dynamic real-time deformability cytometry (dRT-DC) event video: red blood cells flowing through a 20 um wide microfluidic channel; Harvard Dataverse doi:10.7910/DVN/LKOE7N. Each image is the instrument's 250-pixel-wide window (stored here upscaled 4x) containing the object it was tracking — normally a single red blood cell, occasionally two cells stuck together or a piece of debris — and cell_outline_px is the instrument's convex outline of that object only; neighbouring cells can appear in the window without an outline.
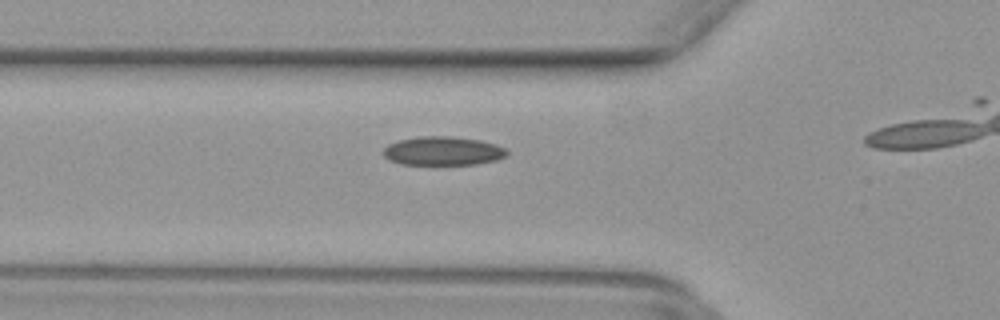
{"species": "common noctule bat (a hibernating species)", "species_latin": "Nyctalus noctula", "temperature_condition": "warm", "stored_images_in_passage": 19, "camera_frame_rate_fps": 3000, "um_per_image_px": 0.085, "animal": {"sex": "female", "body_mass_g": 29.2, "forearm_length_mm": 56.3}, "frame": {"image": 1, "passage_image": 12, "time_ms": 3.667, "image_size_px": [1000, 320], "cell_outline_px": [[508, 156], [496, 160], [476, 164], [400, 164], [388, 160], [384, 156], [384, 148], [388, 144], [396, 140], [420, 136], [452, 136], [480, 140], [496, 144], [508, 148]], "centroid_in_image_um": [37.67, 12.82], "position_along_channel_um": 88.1, "area_um2": 20.98}}
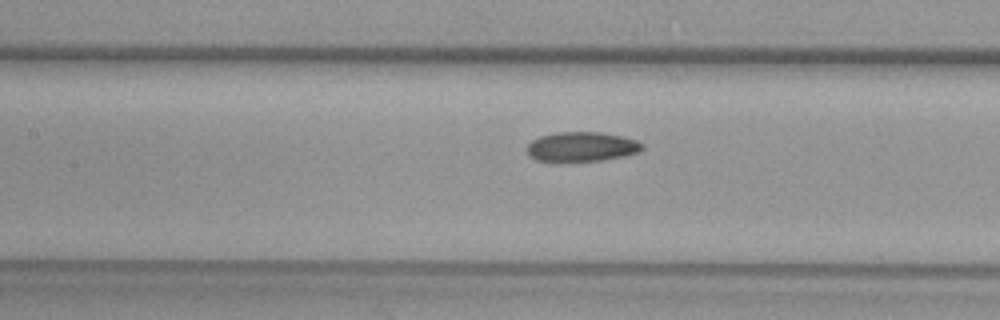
{"frame": {"image": 2, "passage_image": 17, "time_ms": 5.333, "image_size_px": [1000, 320], "cell_outline_px": [[644, 148], [640, 152], [624, 156], [600, 160], [536, 160], [528, 156], [528, 144], [532, 140], [540, 136], [556, 132], [600, 132], [620, 136], [636, 140], [644, 144]], "centroid_in_image_um": [49.47, 12.45], "position_along_channel_um": 157.9, "area_um2": 19.59}}